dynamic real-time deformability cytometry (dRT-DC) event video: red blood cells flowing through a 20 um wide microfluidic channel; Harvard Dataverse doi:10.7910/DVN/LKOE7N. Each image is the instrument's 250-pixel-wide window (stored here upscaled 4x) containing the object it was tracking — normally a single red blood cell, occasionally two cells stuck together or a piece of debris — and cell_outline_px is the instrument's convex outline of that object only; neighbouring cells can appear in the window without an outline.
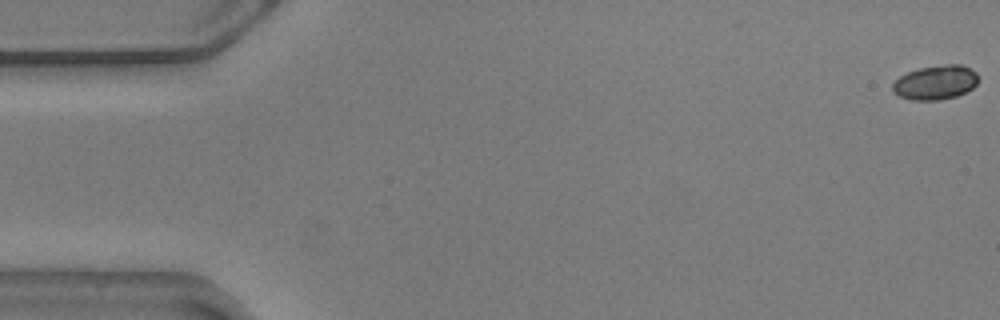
{"species": "common noctule bat (a hibernating species)", "species_latin": "Nyctalus noctula", "temperature_condition": "warm", "stored_images_in_passage": 10, "camera_frame_rate_fps": 3000, "um_per_image_px": 0.085, "animal": {"sex": "male", "body_mass_g": 20.5, "forearm_length_mm": 52.5}, "frame": {"image": 1, "passage_image": 1, "time_ms": 0.0, "image_size_px": [1000, 320], "cell_outline_px": [[980, 80], [972, 88], [956, 96], [940, 100], [912, 100], [900, 96], [892, 92], [892, 84], [900, 76], [908, 72], [920, 68], [944, 64], [964, 64], [976, 72]], "centroid_in_image_um": [79.54, 7.0], "position_along_channel_um": 5.5, "area_um2": 17.22}}